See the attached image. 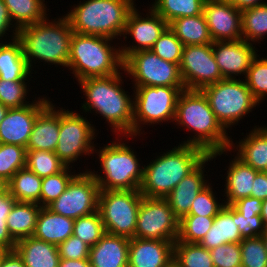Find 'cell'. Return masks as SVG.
Segmentation results:
<instances>
[{
	"mask_svg": "<svg viewBox=\"0 0 267 267\" xmlns=\"http://www.w3.org/2000/svg\"><path fill=\"white\" fill-rule=\"evenodd\" d=\"M174 123L180 128L194 132L181 144L202 148L213 159L228 153L231 139L217 121L208 100L201 90L184 89L179 94L176 104ZM193 137V138H192ZM225 152V153H224Z\"/></svg>",
	"mask_w": 267,
	"mask_h": 267,
	"instance_id": "obj_1",
	"label": "cell"
},
{
	"mask_svg": "<svg viewBox=\"0 0 267 267\" xmlns=\"http://www.w3.org/2000/svg\"><path fill=\"white\" fill-rule=\"evenodd\" d=\"M122 73L106 77H90L78 81L86 101L82 103L83 111L103 116L115 135L133 138V103L130 96L122 88ZM85 93V94H84ZM131 97V98H130ZM92 110V112H91ZM113 129V130H112Z\"/></svg>",
	"mask_w": 267,
	"mask_h": 267,
	"instance_id": "obj_2",
	"label": "cell"
},
{
	"mask_svg": "<svg viewBox=\"0 0 267 267\" xmlns=\"http://www.w3.org/2000/svg\"><path fill=\"white\" fill-rule=\"evenodd\" d=\"M73 33L65 15L51 21L47 16L40 22L20 28L18 39L31 71L37 60L67 68Z\"/></svg>",
	"mask_w": 267,
	"mask_h": 267,
	"instance_id": "obj_3",
	"label": "cell"
},
{
	"mask_svg": "<svg viewBox=\"0 0 267 267\" xmlns=\"http://www.w3.org/2000/svg\"><path fill=\"white\" fill-rule=\"evenodd\" d=\"M209 154L194 145L180 144L144 165L140 193L149 198H165Z\"/></svg>",
	"mask_w": 267,
	"mask_h": 267,
	"instance_id": "obj_4",
	"label": "cell"
},
{
	"mask_svg": "<svg viewBox=\"0 0 267 267\" xmlns=\"http://www.w3.org/2000/svg\"><path fill=\"white\" fill-rule=\"evenodd\" d=\"M134 1L84 0L65 16L74 33L119 39L118 36L122 37L124 33L129 13L136 6Z\"/></svg>",
	"mask_w": 267,
	"mask_h": 267,
	"instance_id": "obj_5",
	"label": "cell"
},
{
	"mask_svg": "<svg viewBox=\"0 0 267 267\" xmlns=\"http://www.w3.org/2000/svg\"><path fill=\"white\" fill-rule=\"evenodd\" d=\"M114 39L73 33L67 68L73 79L81 81L90 77H106L123 69L120 46H111ZM120 69V70H119Z\"/></svg>",
	"mask_w": 267,
	"mask_h": 267,
	"instance_id": "obj_6",
	"label": "cell"
},
{
	"mask_svg": "<svg viewBox=\"0 0 267 267\" xmlns=\"http://www.w3.org/2000/svg\"><path fill=\"white\" fill-rule=\"evenodd\" d=\"M120 137L116 136L117 141L94 149L99 157V168L102 169L103 176L97 174L98 171L89 172L98 182L100 190H140L144 166H140L138 155L131 149L132 146L122 142V138L119 140Z\"/></svg>",
	"mask_w": 267,
	"mask_h": 267,
	"instance_id": "obj_7",
	"label": "cell"
},
{
	"mask_svg": "<svg viewBox=\"0 0 267 267\" xmlns=\"http://www.w3.org/2000/svg\"><path fill=\"white\" fill-rule=\"evenodd\" d=\"M217 121L226 130L238 125L253 108L260 104L253 98L245 80L223 79L201 89Z\"/></svg>",
	"mask_w": 267,
	"mask_h": 267,
	"instance_id": "obj_8",
	"label": "cell"
},
{
	"mask_svg": "<svg viewBox=\"0 0 267 267\" xmlns=\"http://www.w3.org/2000/svg\"><path fill=\"white\" fill-rule=\"evenodd\" d=\"M133 137L140 136L142 125L174 122L179 94L185 87L133 86ZM149 123V124H148ZM141 128V129H140Z\"/></svg>",
	"mask_w": 267,
	"mask_h": 267,
	"instance_id": "obj_9",
	"label": "cell"
},
{
	"mask_svg": "<svg viewBox=\"0 0 267 267\" xmlns=\"http://www.w3.org/2000/svg\"><path fill=\"white\" fill-rule=\"evenodd\" d=\"M140 190H100L98 211L107 233L135 237Z\"/></svg>",
	"mask_w": 267,
	"mask_h": 267,
	"instance_id": "obj_10",
	"label": "cell"
},
{
	"mask_svg": "<svg viewBox=\"0 0 267 267\" xmlns=\"http://www.w3.org/2000/svg\"><path fill=\"white\" fill-rule=\"evenodd\" d=\"M87 118L79 113L60 108L59 140L55 154L66 165L72 166L83 155L94 153L96 129Z\"/></svg>",
	"mask_w": 267,
	"mask_h": 267,
	"instance_id": "obj_11",
	"label": "cell"
},
{
	"mask_svg": "<svg viewBox=\"0 0 267 267\" xmlns=\"http://www.w3.org/2000/svg\"><path fill=\"white\" fill-rule=\"evenodd\" d=\"M123 69L133 78L134 86L185 87L179 65L163 60L152 50L129 54L123 60Z\"/></svg>",
	"mask_w": 267,
	"mask_h": 267,
	"instance_id": "obj_12",
	"label": "cell"
},
{
	"mask_svg": "<svg viewBox=\"0 0 267 267\" xmlns=\"http://www.w3.org/2000/svg\"><path fill=\"white\" fill-rule=\"evenodd\" d=\"M179 219L164 198L142 197L135 229L139 239L176 241Z\"/></svg>",
	"mask_w": 267,
	"mask_h": 267,
	"instance_id": "obj_13",
	"label": "cell"
},
{
	"mask_svg": "<svg viewBox=\"0 0 267 267\" xmlns=\"http://www.w3.org/2000/svg\"><path fill=\"white\" fill-rule=\"evenodd\" d=\"M89 170L78 172L66 190L48 208L72 219L97 211L100 188Z\"/></svg>",
	"mask_w": 267,
	"mask_h": 267,
	"instance_id": "obj_14",
	"label": "cell"
},
{
	"mask_svg": "<svg viewBox=\"0 0 267 267\" xmlns=\"http://www.w3.org/2000/svg\"><path fill=\"white\" fill-rule=\"evenodd\" d=\"M179 69L185 89L201 90L223 80L212 44L184 46Z\"/></svg>",
	"mask_w": 267,
	"mask_h": 267,
	"instance_id": "obj_15",
	"label": "cell"
},
{
	"mask_svg": "<svg viewBox=\"0 0 267 267\" xmlns=\"http://www.w3.org/2000/svg\"><path fill=\"white\" fill-rule=\"evenodd\" d=\"M140 11L134 7L129 13L122 35L125 41L128 35L133 38L132 45H120V54L124 60L129 54L142 50H151L155 41L160 37L164 30L168 27V23L151 7L145 18ZM141 14V15H140ZM136 43V44H135Z\"/></svg>",
	"mask_w": 267,
	"mask_h": 267,
	"instance_id": "obj_16",
	"label": "cell"
},
{
	"mask_svg": "<svg viewBox=\"0 0 267 267\" xmlns=\"http://www.w3.org/2000/svg\"><path fill=\"white\" fill-rule=\"evenodd\" d=\"M50 98L38 97L31 104L20 108H9L0 123V143L27 147L31 131L38 114L51 102Z\"/></svg>",
	"mask_w": 267,
	"mask_h": 267,
	"instance_id": "obj_17",
	"label": "cell"
},
{
	"mask_svg": "<svg viewBox=\"0 0 267 267\" xmlns=\"http://www.w3.org/2000/svg\"><path fill=\"white\" fill-rule=\"evenodd\" d=\"M203 14L214 42L242 39V11L228 0H206Z\"/></svg>",
	"mask_w": 267,
	"mask_h": 267,
	"instance_id": "obj_18",
	"label": "cell"
},
{
	"mask_svg": "<svg viewBox=\"0 0 267 267\" xmlns=\"http://www.w3.org/2000/svg\"><path fill=\"white\" fill-rule=\"evenodd\" d=\"M253 45L243 39L212 43L213 55L223 79H237L236 76L242 74L246 77L258 52Z\"/></svg>",
	"mask_w": 267,
	"mask_h": 267,
	"instance_id": "obj_19",
	"label": "cell"
},
{
	"mask_svg": "<svg viewBox=\"0 0 267 267\" xmlns=\"http://www.w3.org/2000/svg\"><path fill=\"white\" fill-rule=\"evenodd\" d=\"M208 161H213L210 154L164 198L179 220L189 214L198 193L209 184L204 173Z\"/></svg>",
	"mask_w": 267,
	"mask_h": 267,
	"instance_id": "obj_20",
	"label": "cell"
},
{
	"mask_svg": "<svg viewBox=\"0 0 267 267\" xmlns=\"http://www.w3.org/2000/svg\"><path fill=\"white\" fill-rule=\"evenodd\" d=\"M174 241L130 238L128 267H164L173 259Z\"/></svg>",
	"mask_w": 267,
	"mask_h": 267,
	"instance_id": "obj_21",
	"label": "cell"
},
{
	"mask_svg": "<svg viewBox=\"0 0 267 267\" xmlns=\"http://www.w3.org/2000/svg\"><path fill=\"white\" fill-rule=\"evenodd\" d=\"M52 101L38 114L26 150L54 152L59 140L60 109Z\"/></svg>",
	"mask_w": 267,
	"mask_h": 267,
	"instance_id": "obj_22",
	"label": "cell"
},
{
	"mask_svg": "<svg viewBox=\"0 0 267 267\" xmlns=\"http://www.w3.org/2000/svg\"><path fill=\"white\" fill-rule=\"evenodd\" d=\"M130 238L105 233L90 247L91 267H128Z\"/></svg>",
	"mask_w": 267,
	"mask_h": 267,
	"instance_id": "obj_23",
	"label": "cell"
},
{
	"mask_svg": "<svg viewBox=\"0 0 267 267\" xmlns=\"http://www.w3.org/2000/svg\"><path fill=\"white\" fill-rule=\"evenodd\" d=\"M252 129L249 133H246L243 139L236 142V145L232 139L229 151L231 152L233 149L234 152L238 151L236 156L240 160L254 170L264 172L267 169V127L255 126Z\"/></svg>",
	"mask_w": 267,
	"mask_h": 267,
	"instance_id": "obj_24",
	"label": "cell"
},
{
	"mask_svg": "<svg viewBox=\"0 0 267 267\" xmlns=\"http://www.w3.org/2000/svg\"><path fill=\"white\" fill-rule=\"evenodd\" d=\"M242 240L238 229L237 210L232 205L225 204L214 217L212 227L198 244L211 250L222 244L240 243Z\"/></svg>",
	"mask_w": 267,
	"mask_h": 267,
	"instance_id": "obj_25",
	"label": "cell"
},
{
	"mask_svg": "<svg viewBox=\"0 0 267 267\" xmlns=\"http://www.w3.org/2000/svg\"><path fill=\"white\" fill-rule=\"evenodd\" d=\"M229 162L223 197L226 196L225 204L232 205L235 201L252 195L254 179L259 171L245 164L237 156Z\"/></svg>",
	"mask_w": 267,
	"mask_h": 267,
	"instance_id": "obj_26",
	"label": "cell"
},
{
	"mask_svg": "<svg viewBox=\"0 0 267 267\" xmlns=\"http://www.w3.org/2000/svg\"><path fill=\"white\" fill-rule=\"evenodd\" d=\"M73 228L74 219L41 207L33 237L57 246L73 235Z\"/></svg>",
	"mask_w": 267,
	"mask_h": 267,
	"instance_id": "obj_27",
	"label": "cell"
},
{
	"mask_svg": "<svg viewBox=\"0 0 267 267\" xmlns=\"http://www.w3.org/2000/svg\"><path fill=\"white\" fill-rule=\"evenodd\" d=\"M14 250L25 267H58L61 259L56 245L33 236L18 240Z\"/></svg>",
	"mask_w": 267,
	"mask_h": 267,
	"instance_id": "obj_28",
	"label": "cell"
},
{
	"mask_svg": "<svg viewBox=\"0 0 267 267\" xmlns=\"http://www.w3.org/2000/svg\"><path fill=\"white\" fill-rule=\"evenodd\" d=\"M0 43V79L9 81H28L31 71L23 53L21 41L16 38Z\"/></svg>",
	"mask_w": 267,
	"mask_h": 267,
	"instance_id": "obj_29",
	"label": "cell"
},
{
	"mask_svg": "<svg viewBox=\"0 0 267 267\" xmlns=\"http://www.w3.org/2000/svg\"><path fill=\"white\" fill-rule=\"evenodd\" d=\"M168 26L184 46L206 45L214 42L204 14L176 18Z\"/></svg>",
	"mask_w": 267,
	"mask_h": 267,
	"instance_id": "obj_30",
	"label": "cell"
},
{
	"mask_svg": "<svg viewBox=\"0 0 267 267\" xmlns=\"http://www.w3.org/2000/svg\"><path fill=\"white\" fill-rule=\"evenodd\" d=\"M41 206L37 203L16 201L7 217V228L11 237L18 240L33 236Z\"/></svg>",
	"mask_w": 267,
	"mask_h": 267,
	"instance_id": "obj_31",
	"label": "cell"
},
{
	"mask_svg": "<svg viewBox=\"0 0 267 267\" xmlns=\"http://www.w3.org/2000/svg\"><path fill=\"white\" fill-rule=\"evenodd\" d=\"M7 186L16 201L37 203L41 206L42 178L26 167L18 170Z\"/></svg>",
	"mask_w": 267,
	"mask_h": 267,
	"instance_id": "obj_32",
	"label": "cell"
},
{
	"mask_svg": "<svg viewBox=\"0 0 267 267\" xmlns=\"http://www.w3.org/2000/svg\"><path fill=\"white\" fill-rule=\"evenodd\" d=\"M14 25L20 29L44 20L48 14L45 0H3Z\"/></svg>",
	"mask_w": 267,
	"mask_h": 267,
	"instance_id": "obj_33",
	"label": "cell"
},
{
	"mask_svg": "<svg viewBox=\"0 0 267 267\" xmlns=\"http://www.w3.org/2000/svg\"><path fill=\"white\" fill-rule=\"evenodd\" d=\"M206 0H155L151 5L168 24L176 18L203 14Z\"/></svg>",
	"mask_w": 267,
	"mask_h": 267,
	"instance_id": "obj_34",
	"label": "cell"
},
{
	"mask_svg": "<svg viewBox=\"0 0 267 267\" xmlns=\"http://www.w3.org/2000/svg\"><path fill=\"white\" fill-rule=\"evenodd\" d=\"M267 35V3L242 11V39L260 43Z\"/></svg>",
	"mask_w": 267,
	"mask_h": 267,
	"instance_id": "obj_35",
	"label": "cell"
},
{
	"mask_svg": "<svg viewBox=\"0 0 267 267\" xmlns=\"http://www.w3.org/2000/svg\"><path fill=\"white\" fill-rule=\"evenodd\" d=\"M173 259L180 267H214L210 251L198 243L175 241Z\"/></svg>",
	"mask_w": 267,
	"mask_h": 267,
	"instance_id": "obj_36",
	"label": "cell"
},
{
	"mask_svg": "<svg viewBox=\"0 0 267 267\" xmlns=\"http://www.w3.org/2000/svg\"><path fill=\"white\" fill-rule=\"evenodd\" d=\"M25 167L37 176L45 178L58 174L67 166L59 159L55 152L27 150Z\"/></svg>",
	"mask_w": 267,
	"mask_h": 267,
	"instance_id": "obj_37",
	"label": "cell"
},
{
	"mask_svg": "<svg viewBox=\"0 0 267 267\" xmlns=\"http://www.w3.org/2000/svg\"><path fill=\"white\" fill-rule=\"evenodd\" d=\"M26 148L0 143V179L8 183L12 176L26 165Z\"/></svg>",
	"mask_w": 267,
	"mask_h": 267,
	"instance_id": "obj_38",
	"label": "cell"
},
{
	"mask_svg": "<svg viewBox=\"0 0 267 267\" xmlns=\"http://www.w3.org/2000/svg\"><path fill=\"white\" fill-rule=\"evenodd\" d=\"M106 233L99 211L74 219L73 235L94 246Z\"/></svg>",
	"mask_w": 267,
	"mask_h": 267,
	"instance_id": "obj_39",
	"label": "cell"
},
{
	"mask_svg": "<svg viewBox=\"0 0 267 267\" xmlns=\"http://www.w3.org/2000/svg\"><path fill=\"white\" fill-rule=\"evenodd\" d=\"M214 217L185 215L179 220V234L176 241L199 243L212 227Z\"/></svg>",
	"mask_w": 267,
	"mask_h": 267,
	"instance_id": "obj_40",
	"label": "cell"
},
{
	"mask_svg": "<svg viewBox=\"0 0 267 267\" xmlns=\"http://www.w3.org/2000/svg\"><path fill=\"white\" fill-rule=\"evenodd\" d=\"M244 78L253 98L259 104L263 102L267 95V56L260 58L257 54Z\"/></svg>",
	"mask_w": 267,
	"mask_h": 267,
	"instance_id": "obj_41",
	"label": "cell"
},
{
	"mask_svg": "<svg viewBox=\"0 0 267 267\" xmlns=\"http://www.w3.org/2000/svg\"><path fill=\"white\" fill-rule=\"evenodd\" d=\"M70 168L72 167L67 166L58 174L42 178L41 207H48L53 203L66 190L70 181L78 174L72 172Z\"/></svg>",
	"mask_w": 267,
	"mask_h": 267,
	"instance_id": "obj_42",
	"label": "cell"
},
{
	"mask_svg": "<svg viewBox=\"0 0 267 267\" xmlns=\"http://www.w3.org/2000/svg\"><path fill=\"white\" fill-rule=\"evenodd\" d=\"M183 48V43L168 26L155 41L151 50L163 60L179 65Z\"/></svg>",
	"mask_w": 267,
	"mask_h": 267,
	"instance_id": "obj_43",
	"label": "cell"
},
{
	"mask_svg": "<svg viewBox=\"0 0 267 267\" xmlns=\"http://www.w3.org/2000/svg\"><path fill=\"white\" fill-rule=\"evenodd\" d=\"M241 267H267V251L262 236L240 242Z\"/></svg>",
	"mask_w": 267,
	"mask_h": 267,
	"instance_id": "obj_44",
	"label": "cell"
},
{
	"mask_svg": "<svg viewBox=\"0 0 267 267\" xmlns=\"http://www.w3.org/2000/svg\"><path fill=\"white\" fill-rule=\"evenodd\" d=\"M27 83L0 79V103L8 108H20L31 104L30 101H26L29 92Z\"/></svg>",
	"mask_w": 267,
	"mask_h": 267,
	"instance_id": "obj_45",
	"label": "cell"
},
{
	"mask_svg": "<svg viewBox=\"0 0 267 267\" xmlns=\"http://www.w3.org/2000/svg\"><path fill=\"white\" fill-rule=\"evenodd\" d=\"M215 194L217 193L213 192V188L209 183L198 193L188 215L215 217L225 206L224 200H222V203L218 202Z\"/></svg>",
	"mask_w": 267,
	"mask_h": 267,
	"instance_id": "obj_46",
	"label": "cell"
},
{
	"mask_svg": "<svg viewBox=\"0 0 267 267\" xmlns=\"http://www.w3.org/2000/svg\"><path fill=\"white\" fill-rule=\"evenodd\" d=\"M209 251L214 267H241L240 243L222 244Z\"/></svg>",
	"mask_w": 267,
	"mask_h": 267,
	"instance_id": "obj_47",
	"label": "cell"
},
{
	"mask_svg": "<svg viewBox=\"0 0 267 267\" xmlns=\"http://www.w3.org/2000/svg\"><path fill=\"white\" fill-rule=\"evenodd\" d=\"M57 249L61 259H89L90 246L74 235L59 243Z\"/></svg>",
	"mask_w": 267,
	"mask_h": 267,
	"instance_id": "obj_48",
	"label": "cell"
},
{
	"mask_svg": "<svg viewBox=\"0 0 267 267\" xmlns=\"http://www.w3.org/2000/svg\"><path fill=\"white\" fill-rule=\"evenodd\" d=\"M238 229L242 239L262 236L267 228L263 224L261 215H255L251 218L248 215H242L237 211Z\"/></svg>",
	"mask_w": 267,
	"mask_h": 267,
	"instance_id": "obj_49",
	"label": "cell"
},
{
	"mask_svg": "<svg viewBox=\"0 0 267 267\" xmlns=\"http://www.w3.org/2000/svg\"><path fill=\"white\" fill-rule=\"evenodd\" d=\"M232 206L242 215L251 216L260 215L262 200L255 197H245L235 201Z\"/></svg>",
	"mask_w": 267,
	"mask_h": 267,
	"instance_id": "obj_50",
	"label": "cell"
},
{
	"mask_svg": "<svg viewBox=\"0 0 267 267\" xmlns=\"http://www.w3.org/2000/svg\"><path fill=\"white\" fill-rule=\"evenodd\" d=\"M10 30L13 32L12 35H10L11 40L18 38L19 29L13 24L5 3L3 0H0V41L4 36L7 37V31L10 32Z\"/></svg>",
	"mask_w": 267,
	"mask_h": 267,
	"instance_id": "obj_51",
	"label": "cell"
},
{
	"mask_svg": "<svg viewBox=\"0 0 267 267\" xmlns=\"http://www.w3.org/2000/svg\"><path fill=\"white\" fill-rule=\"evenodd\" d=\"M252 197L265 200L267 199V173L258 172L254 179Z\"/></svg>",
	"mask_w": 267,
	"mask_h": 267,
	"instance_id": "obj_52",
	"label": "cell"
},
{
	"mask_svg": "<svg viewBox=\"0 0 267 267\" xmlns=\"http://www.w3.org/2000/svg\"><path fill=\"white\" fill-rule=\"evenodd\" d=\"M7 217L8 216H0V246L11 251L14 250L16 241L11 237L8 231Z\"/></svg>",
	"mask_w": 267,
	"mask_h": 267,
	"instance_id": "obj_53",
	"label": "cell"
},
{
	"mask_svg": "<svg viewBox=\"0 0 267 267\" xmlns=\"http://www.w3.org/2000/svg\"><path fill=\"white\" fill-rule=\"evenodd\" d=\"M16 200L10 195L7 184L0 190V216H8Z\"/></svg>",
	"mask_w": 267,
	"mask_h": 267,
	"instance_id": "obj_54",
	"label": "cell"
},
{
	"mask_svg": "<svg viewBox=\"0 0 267 267\" xmlns=\"http://www.w3.org/2000/svg\"><path fill=\"white\" fill-rule=\"evenodd\" d=\"M0 267H25V265L18 253L15 250H11L2 259Z\"/></svg>",
	"mask_w": 267,
	"mask_h": 267,
	"instance_id": "obj_55",
	"label": "cell"
},
{
	"mask_svg": "<svg viewBox=\"0 0 267 267\" xmlns=\"http://www.w3.org/2000/svg\"><path fill=\"white\" fill-rule=\"evenodd\" d=\"M236 9L243 11L249 8H253L266 2H261L260 0H228Z\"/></svg>",
	"mask_w": 267,
	"mask_h": 267,
	"instance_id": "obj_56",
	"label": "cell"
},
{
	"mask_svg": "<svg viewBox=\"0 0 267 267\" xmlns=\"http://www.w3.org/2000/svg\"><path fill=\"white\" fill-rule=\"evenodd\" d=\"M58 267H91L89 259H60Z\"/></svg>",
	"mask_w": 267,
	"mask_h": 267,
	"instance_id": "obj_57",
	"label": "cell"
},
{
	"mask_svg": "<svg viewBox=\"0 0 267 267\" xmlns=\"http://www.w3.org/2000/svg\"><path fill=\"white\" fill-rule=\"evenodd\" d=\"M260 215H261V218L263 220L264 226L267 228V199L262 200Z\"/></svg>",
	"mask_w": 267,
	"mask_h": 267,
	"instance_id": "obj_58",
	"label": "cell"
},
{
	"mask_svg": "<svg viewBox=\"0 0 267 267\" xmlns=\"http://www.w3.org/2000/svg\"><path fill=\"white\" fill-rule=\"evenodd\" d=\"M9 108L0 103V123L4 120Z\"/></svg>",
	"mask_w": 267,
	"mask_h": 267,
	"instance_id": "obj_59",
	"label": "cell"
},
{
	"mask_svg": "<svg viewBox=\"0 0 267 267\" xmlns=\"http://www.w3.org/2000/svg\"><path fill=\"white\" fill-rule=\"evenodd\" d=\"M9 250L7 248H4L2 246H0V264L2 259L4 258V256L7 254Z\"/></svg>",
	"mask_w": 267,
	"mask_h": 267,
	"instance_id": "obj_60",
	"label": "cell"
},
{
	"mask_svg": "<svg viewBox=\"0 0 267 267\" xmlns=\"http://www.w3.org/2000/svg\"><path fill=\"white\" fill-rule=\"evenodd\" d=\"M164 267H180L178 264H177V262L174 260V259H172L166 266H164Z\"/></svg>",
	"mask_w": 267,
	"mask_h": 267,
	"instance_id": "obj_61",
	"label": "cell"
},
{
	"mask_svg": "<svg viewBox=\"0 0 267 267\" xmlns=\"http://www.w3.org/2000/svg\"><path fill=\"white\" fill-rule=\"evenodd\" d=\"M263 241L265 243L266 251H267V230L266 232L262 235Z\"/></svg>",
	"mask_w": 267,
	"mask_h": 267,
	"instance_id": "obj_62",
	"label": "cell"
},
{
	"mask_svg": "<svg viewBox=\"0 0 267 267\" xmlns=\"http://www.w3.org/2000/svg\"><path fill=\"white\" fill-rule=\"evenodd\" d=\"M6 185L1 179H0V190Z\"/></svg>",
	"mask_w": 267,
	"mask_h": 267,
	"instance_id": "obj_63",
	"label": "cell"
}]
</instances>
